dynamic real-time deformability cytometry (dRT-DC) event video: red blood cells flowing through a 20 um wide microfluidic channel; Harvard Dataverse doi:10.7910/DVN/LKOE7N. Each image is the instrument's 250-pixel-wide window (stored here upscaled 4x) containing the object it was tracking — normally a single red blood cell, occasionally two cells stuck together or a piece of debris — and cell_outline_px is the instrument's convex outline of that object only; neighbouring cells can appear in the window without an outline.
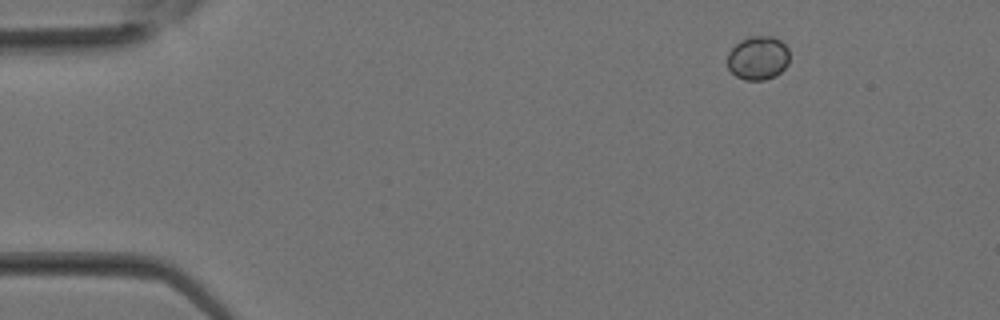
{"species": "Egyptian fruit bat (a non-hibernating species)", "species_latin": "Rousettus aegyptiacus", "temperature_condition": "room temperature", "stored_images_in_passage": 30, "camera_frame_rate_fps": 3000, "um_per_image_px": 0.085, "animal": {"sex": "female"}, "frame": {"image": 1, "passage_image": 1, "time_ms": 0.0, "image_size_px": [1000, 320], "cell_outline_px": [[788, 64], [776, 76], [764, 80], [744, 80], [736, 76], [728, 68], [728, 52], [740, 40], [752, 36], [772, 36], [780, 40], [788, 48]], "centroid_in_image_um": [64.43, 4.93], "position_along_channel_um": 20.6, "area_um2": 15.84}}
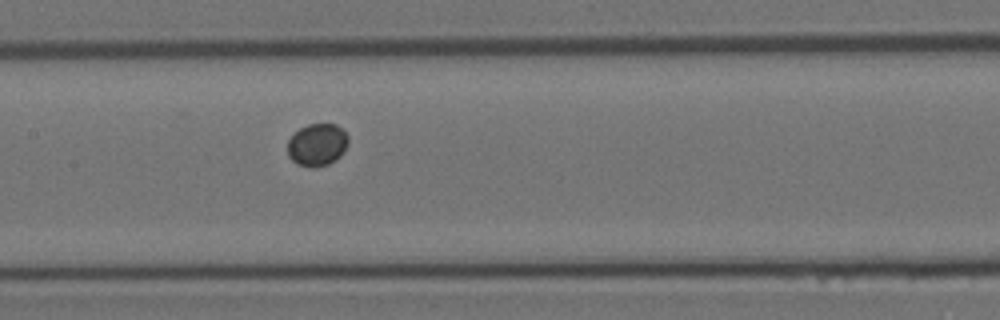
{"frame": {"image": 2, "passage_image": 13, "time_ms": 4.0, "image_size_px": [1000, 320], "cell_outline_px": [[348, 144], [344, 152], [336, 160], [328, 164], [316, 168], [308, 168], [296, 164], [288, 156], [288, 140], [300, 128], [308, 124], [336, 124], [348, 136]], "centroid_in_image_um": [26.96, 12.33], "position_along_channel_um": 180.4, "area_um2": 15.14}}
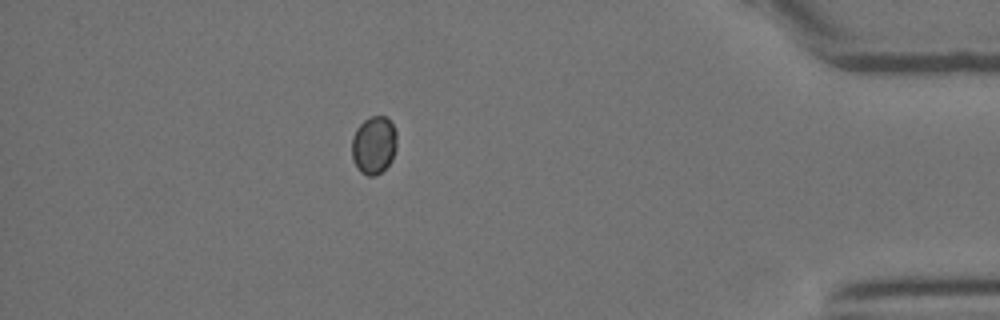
{"frame": {"image": 3, "passage_image": 26, "time_ms": 8.333, "image_size_px": [1000, 320], "cell_outline_px": [[396, 148], [392, 160], [380, 172], [372, 176], [368, 176], [360, 172], [352, 160], [352, 136], [356, 128], [364, 120], [372, 116], [384, 116], [392, 124], [396, 132]], "centroid_in_image_um": [31.76, 12.33], "position_along_channel_um": 403.4, "area_um2": 15.14}}